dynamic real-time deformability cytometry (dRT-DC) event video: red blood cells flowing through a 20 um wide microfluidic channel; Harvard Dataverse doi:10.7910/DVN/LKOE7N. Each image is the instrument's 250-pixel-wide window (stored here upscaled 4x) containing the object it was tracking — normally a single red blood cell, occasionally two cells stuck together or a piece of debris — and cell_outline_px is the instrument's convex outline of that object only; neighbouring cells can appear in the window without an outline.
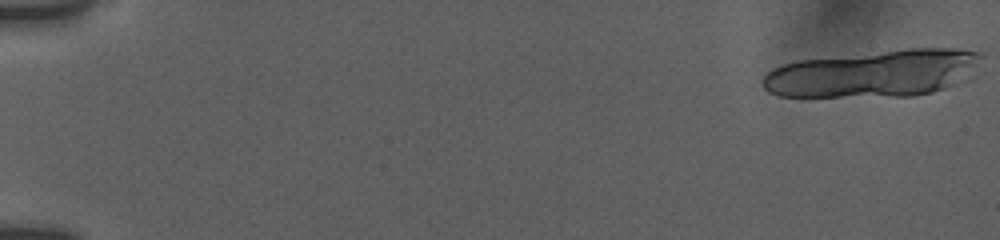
{"species": "human", "species_latin": "Homo sapiens", "temperature_condition": "room temperature", "stored_images_in_passage": 25, "segment_of_instrument_passage": [1, 2], "camera_frame_rate_fps": 3000, "um_per_image_px": 0.085, "donor": {"sex": "female"}, "frame": {"image": 1, "passage_image": 1, "time_ms": 0.0, "image_size_px": [1000, 240], "cell_outline_px": [[984, 56], [972, 80], [932, 92], [912, 96], [776, 96], [768, 92], [764, 88], [764, 76], [772, 68], [796, 60], [908, 48], [956, 48], [980, 52]], "centroid_in_image_um": [74.39, 6.23], "position_along_channel_um": 10.6, "area_um2": 60.86}}